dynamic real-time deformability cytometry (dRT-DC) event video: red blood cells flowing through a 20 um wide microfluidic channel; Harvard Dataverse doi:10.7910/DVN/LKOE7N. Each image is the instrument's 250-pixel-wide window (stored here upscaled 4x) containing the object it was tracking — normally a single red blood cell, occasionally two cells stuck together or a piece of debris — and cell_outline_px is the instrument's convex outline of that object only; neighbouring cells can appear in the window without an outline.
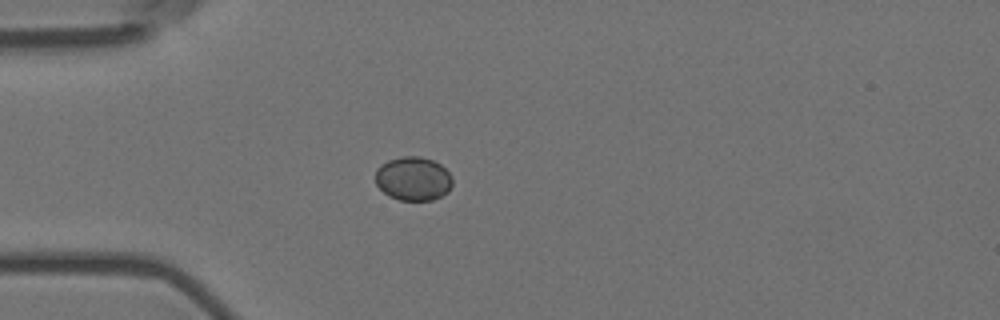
{"species": "Egyptian fruit bat (a non-hibernating species)", "species_latin": "Rousettus aegyptiacus", "temperature_condition": "room temperature", "stored_images_in_passage": 5, "camera_frame_rate_fps": 3000, "um_per_image_px": 0.085, "animal": {"sex": "female"}, "frame": {"image": 1, "passage_image": 5, "time_ms": 1.333, "image_size_px": [1000, 320], "cell_outline_px": [[452, 184], [448, 192], [432, 200], [400, 200], [388, 196], [376, 184], [376, 168], [380, 164], [388, 160], [404, 156], [420, 156], [432, 160], [440, 164], [452, 176]], "centroid_in_image_um": [35.11, 15.18], "position_along_channel_um": 49.9, "area_um2": 19.71}}